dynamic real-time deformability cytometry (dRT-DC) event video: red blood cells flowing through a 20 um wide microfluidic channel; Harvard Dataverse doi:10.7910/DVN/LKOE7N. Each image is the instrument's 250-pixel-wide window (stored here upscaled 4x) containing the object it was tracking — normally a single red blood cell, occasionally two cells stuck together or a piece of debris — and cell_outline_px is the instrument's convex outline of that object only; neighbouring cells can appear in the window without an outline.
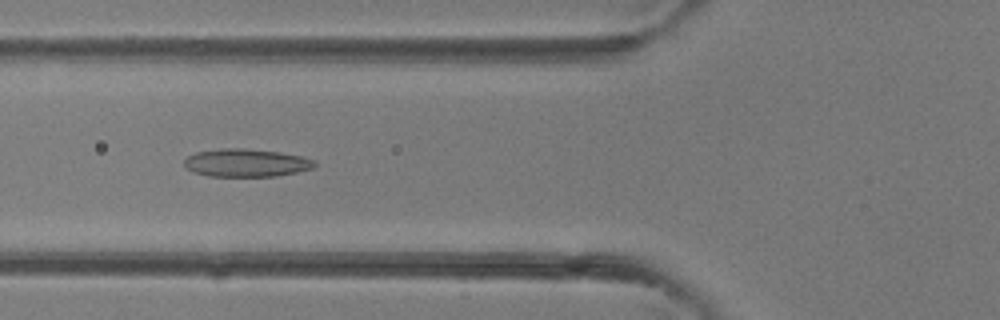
{"species": "common noctule bat (a hibernating species)", "species_latin": "Nyctalus noctula", "temperature_condition": "room temperature", "stored_images_in_passage": 29, "camera_frame_rate_fps": 3000, "um_per_image_px": 0.085, "animal": {"sex": "female"}, "frame": {"image": 1, "passage_image": 5, "time_ms": 1.333, "image_size_px": [1000, 320], "cell_outline_px": [[316, 164], [312, 168], [296, 172], [276, 176], [208, 176], [192, 172], [184, 164], [184, 160], [188, 156], [196, 152], [220, 148], [244, 148], [280, 152], [304, 156], [316, 160]], "centroid_in_image_um": [20.94, 13.83], "position_along_channel_um": 104.9, "area_um2": 21.33}}
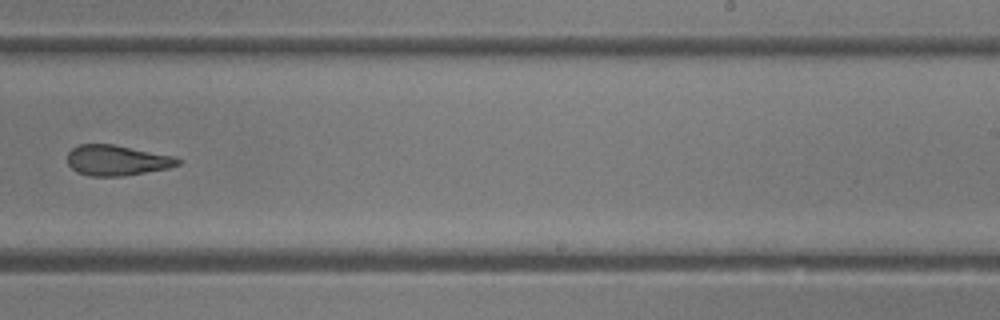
{"frame": {"image": 2, "passage_image": 15, "time_ms": 4.667, "image_size_px": [1000, 320], "cell_outline_px": [[180, 164], [168, 168], [124, 176], [88, 176], [76, 172], [68, 164], [68, 152], [72, 148], [80, 144], [112, 144], [176, 156], [180, 160]], "centroid_in_image_um": [9.93, 13.63], "position_along_channel_um": 279.1, "area_um2": 19.65}}
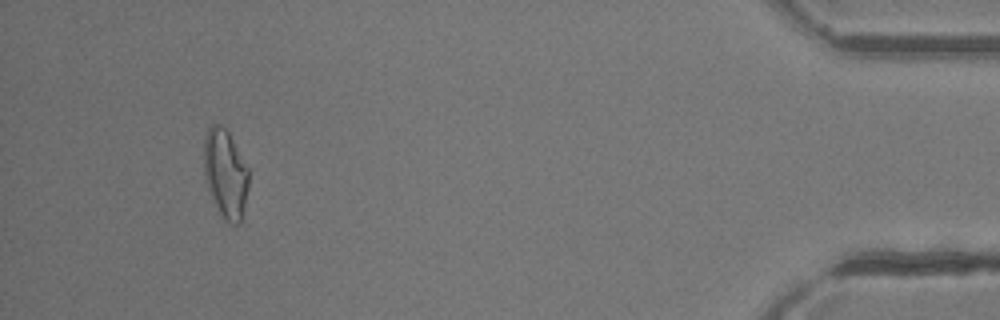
{"frame": {"image": 3, "passage_image": 27, "time_ms": 8.667, "image_size_px": [1000, 320], "cell_outline_px": [[248, 188], [240, 224], [228, 224], [220, 212], [208, 188], [204, 172], [204, 136], [208, 128], [212, 124], [220, 124], [228, 132], [248, 168]], "centroid_in_image_um": [19.16, 14.74], "position_along_channel_um": 416.0, "area_um2": 22.77}}